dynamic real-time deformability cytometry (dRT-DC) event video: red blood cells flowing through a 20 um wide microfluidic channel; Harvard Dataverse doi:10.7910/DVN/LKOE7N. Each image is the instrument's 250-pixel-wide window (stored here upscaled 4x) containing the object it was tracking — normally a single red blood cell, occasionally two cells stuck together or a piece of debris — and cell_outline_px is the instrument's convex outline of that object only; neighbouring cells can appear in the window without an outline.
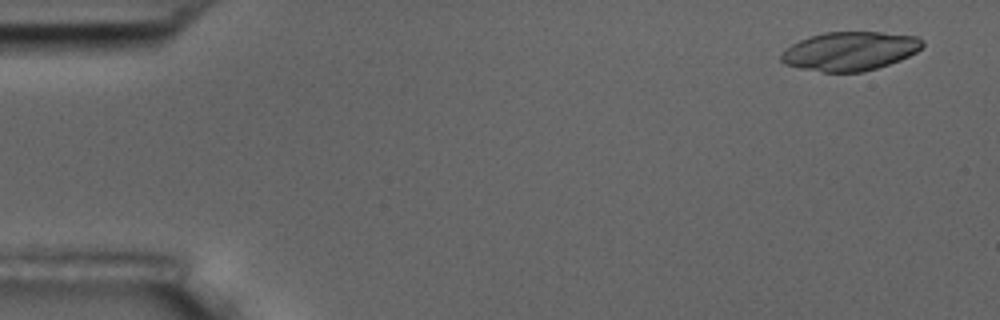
{"species": "common noctule bat (a hibernating species)", "species_latin": "Nyctalus noctula", "temperature_condition": "room temperature", "stored_images_in_passage": 6, "camera_frame_rate_fps": 3000, "um_per_image_px": 0.085, "animal": {"sex": "male", "body_mass_g": 17.5, "forearm_length_mm": 52.3}, "frame": {"image": 1, "passage_image": 1, "time_ms": 0.0, "image_size_px": [1000, 320], "cell_outline_px": [[924, 44], [916, 52], [900, 60], [864, 72], [824, 72], [800, 68], [784, 64], [780, 60], [780, 56], [792, 44], [808, 36], [824, 32], [880, 32], [916, 36], [924, 40]], "centroid_in_image_um": [72.24, 4.34], "position_along_channel_um": 12.8, "area_um2": 31.91}}